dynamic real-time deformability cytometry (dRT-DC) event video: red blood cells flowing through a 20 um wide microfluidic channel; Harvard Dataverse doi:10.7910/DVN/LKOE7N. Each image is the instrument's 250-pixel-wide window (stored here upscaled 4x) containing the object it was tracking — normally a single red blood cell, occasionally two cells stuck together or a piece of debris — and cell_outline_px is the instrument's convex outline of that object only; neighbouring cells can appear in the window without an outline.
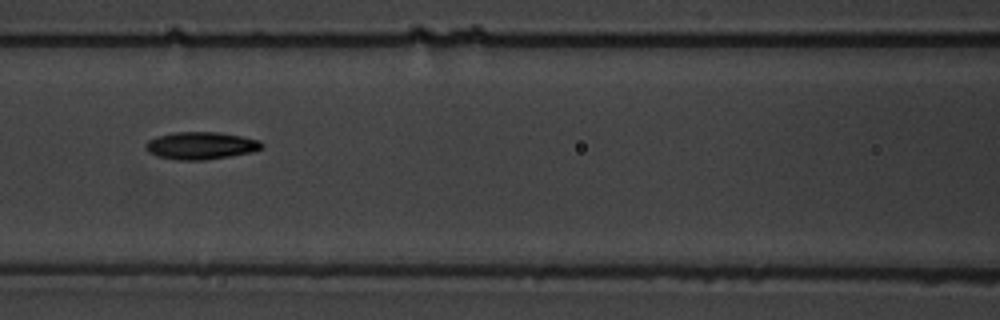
{"species": "common noctule bat (a hibernating species)", "species_latin": "Nyctalus noctula", "temperature_condition": "warm", "stored_images_in_passage": 9, "camera_frame_rate_fps": 3000, "um_per_image_px": 0.085, "animal": {"sex": "male", "body_mass_g": 19.5, "forearm_length_mm": 54.6}, "frame": {"image": 1, "passage_image": 6, "time_ms": 6.667, "image_size_px": [1000, 320], "cell_outline_px": [[264, 148], [252, 152], [204, 160], [176, 160], [156, 156], [148, 152], [144, 148], [144, 144], [148, 140], [156, 136], [172, 132], [220, 132], [260, 140], [264, 144]], "centroid_in_image_um": [17.04, 12.37], "position_along_channel_um": 149.6, "area_um2": 18.79}}
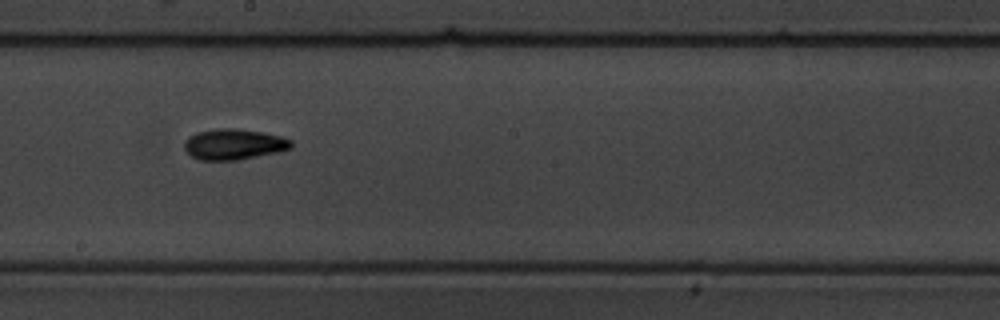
{"frame": {"image": 2, "passage_image": 8, "time_ms": 9.0, "image_size_px": [1000, 320], "cell_outline_px": [[292, 148], [276, 152], [236, 160], [200, 160], [192, 156], [184, 148], [184, 140], [188, 136], [196, 132], [216, 128], [236, 128], [264, 132], [280, 136], [292, 140]], "centroid_in_image_um": [19.85, 12.24], "position_along_channel_um": 228.3, "area_um2": 19.19}}
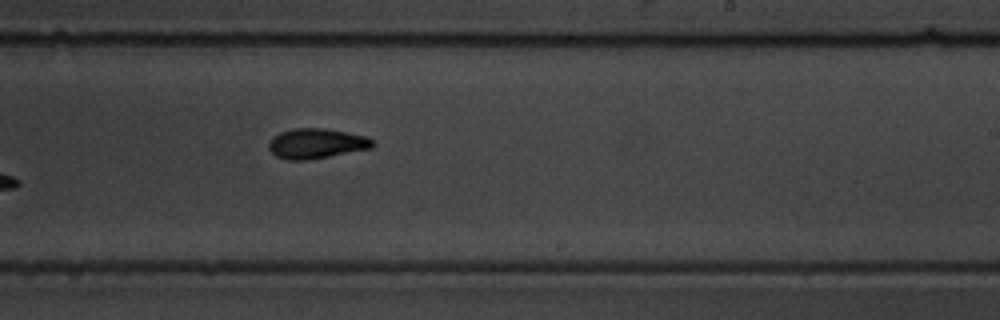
{"frame": {"image": 3, "passage_image": 9, "time_ms": 10.0, "image_size_px": [1000, 320], "cell_outline_px": [[376, 144], [372, 148], [308, 160], [288, 160], [276, 156], [268, 148], [268, 144], [272, 136], [280, 132], [292, 128], [324, 128], [364, 136], [372, 140]], "centroid_in_image_um": [26.85, 12.2], "position_along_channel_um": 262.1, "area_um2": 18.15}}